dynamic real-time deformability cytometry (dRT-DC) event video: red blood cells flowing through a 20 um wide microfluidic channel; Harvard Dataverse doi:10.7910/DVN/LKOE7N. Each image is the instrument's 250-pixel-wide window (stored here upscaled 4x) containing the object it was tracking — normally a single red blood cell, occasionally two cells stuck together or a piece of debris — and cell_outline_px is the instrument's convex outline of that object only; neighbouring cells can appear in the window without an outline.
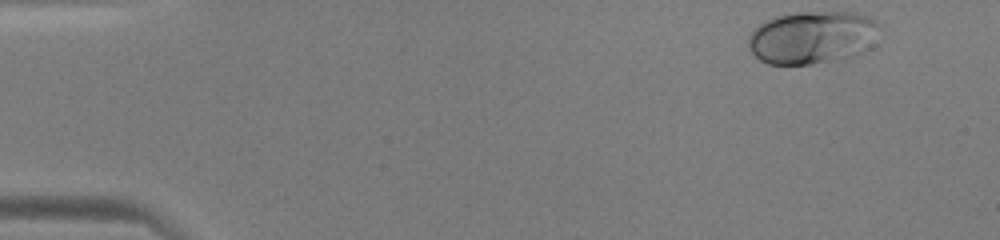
{"species": "human", "species_latin": "Homo sapiens", "temperature_condition": "warm", "stored_images_in_passage": 41, "camera_frame_rate_fps": 3000, "um_per_image_px": 0.085, "donor": {"sex": "male"}, "frame": {"image": 1, "passage_image": 1, "time_ms": 0.0, "image_size_px": [1000, 240], "cell_outline_px": [[880, 24], [872, 48], [868, 52], [844, 60], [812, 64], [768, 64], [760, 60], [748, 48], [748, 36], [764, 20], [776, 16], [796, 12], [856, 12], [868, 16], [876, 20]], "centroid_in_image_um": [69.11, 3.19], "position_along_channel_um": 15.9, "area_um2": 41.27}}
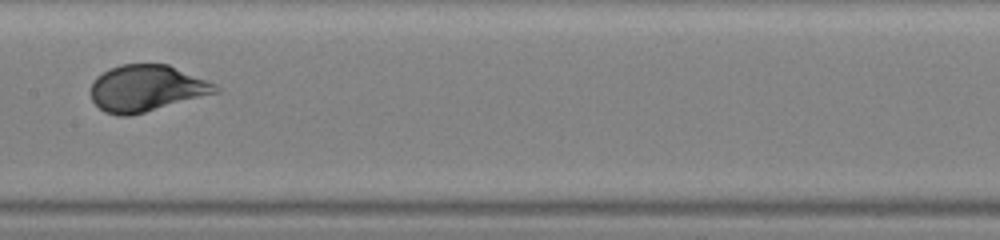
{"frame": {"image": 2, "passage_image": 22, "time_ms": 7.0, "image_size_px": [1000, 240], "cell_outline_px": [[220, 92], [144, 112], [128, 116], [120, 116], [104, 112], [92, 100], [92, 80], [96, 76], [108, 68], [120, 64], [168, 64], [216, 84], [220, 88]], "centroid_in_image_um": [12.44, 7.49], "position_along_channel_um": 195.0, "area_um2": 33.7}}
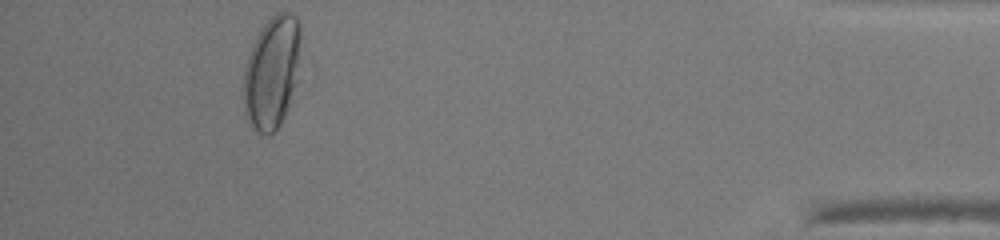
{"frame": {"image": 3, "passage_image": 41, "time_ms": 13.333, "image_size_px": [1000, 240], "cell_outline_px": [[300, 40], [296, 84], [288, 108], [280, 124], [268, 136], [256, 132], [248, 124], [244, 112], [244, 68], [252, 44], [256, 36], [264, 24], [276, 12], [292, 12], [296, 16], [300, 24]], "centroid_in_image_um": [23.1, 6.15], "position_along_channel_um": 412.1, "area_um2": 37.69}}